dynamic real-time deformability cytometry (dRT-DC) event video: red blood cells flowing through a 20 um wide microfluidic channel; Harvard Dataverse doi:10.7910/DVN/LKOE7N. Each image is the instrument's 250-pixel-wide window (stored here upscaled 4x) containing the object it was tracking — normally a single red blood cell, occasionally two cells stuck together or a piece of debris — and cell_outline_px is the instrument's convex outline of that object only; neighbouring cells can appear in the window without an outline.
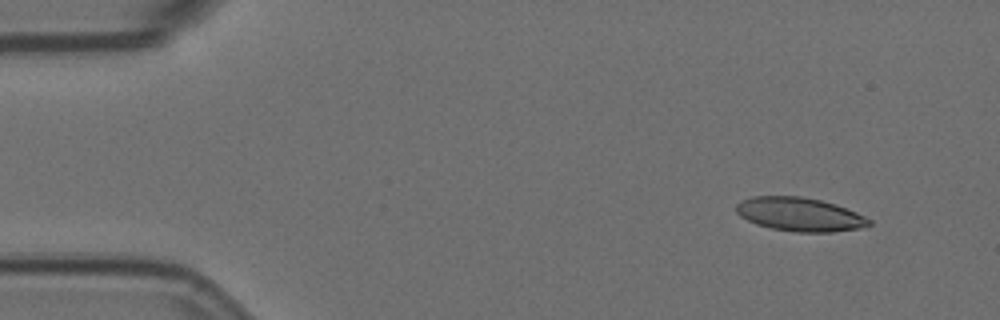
{"species": "Egyptian fruit bat (a non-hibernating species)", "species_latin": "Rousettus aegyptiacus", "temperature_condition": "room temperature", "stored_images_in_passage": 4, "camera_frame_rate_fps": 3000, "um_per_image_px": 0.085, "animal": {"sex": "female"}, "frame": {"image": 1, "passage_image": 1, "time_ms": 0.0, "image_size_px": [1000, 320], "cell_outline_px": [[872, 224], [860, 228], [832, 232], [796, 232], [772, 228], [756, 224], [740, 216], [736, 212], [736, 204], [752, 196], [800, 196], [820, 200], [836, 204], [856, 212], [872, 220]], "centroid_in_image_um": [67.99, 18.22], "position_along_channel_um": 17.0, "area_um2": 26.01}}
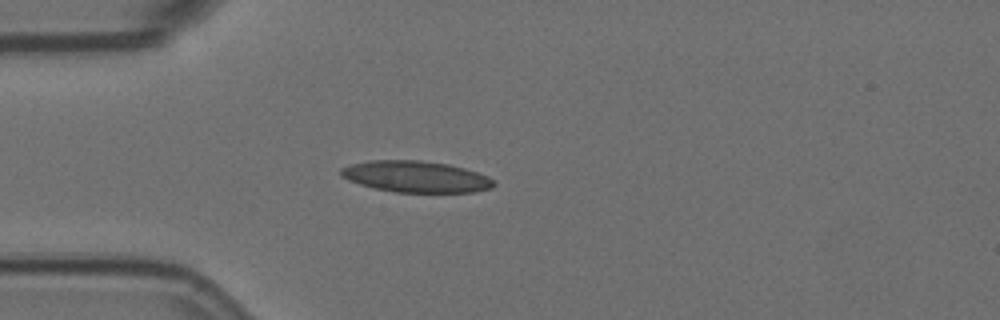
{"frame": {"image": 2, "passage_image": 4, "time_ms": 1.0, "image_size_px": [1000, 320], "cell_outline_px": [[496, 184], [492, 188], [476, 192], [396, 192], [372, 188], [348, 180], [340, 176], [340, 168], [352, 164], [368, 160], [420, 160], [448, 164], [464, 168], [488, 176]], "centroid_in_image_um": [35.33, 15.01], "position_along_channel_um": 49.7, "area_um2": 28.03}}